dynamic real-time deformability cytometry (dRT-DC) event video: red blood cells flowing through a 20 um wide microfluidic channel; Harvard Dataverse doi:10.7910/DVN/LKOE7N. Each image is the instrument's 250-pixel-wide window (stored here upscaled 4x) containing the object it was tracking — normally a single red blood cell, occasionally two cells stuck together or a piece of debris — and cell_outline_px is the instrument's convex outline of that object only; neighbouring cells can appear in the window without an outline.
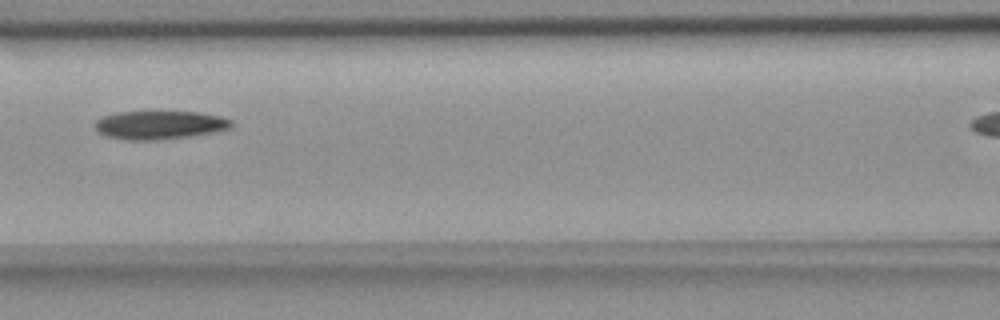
{"species": "common noctule bat (a hibernating species)", "species_latin": "Nyctalus noctula", "temperature_condition": "room temperature", "stored_images_in_passage": 6, "camera_frame_rate_fps": 3000, "um_per_image_px": 0.085, "animal": {"sex": "female", "body_mass_g": 18.4}, "frame": {"image": 1, "passage_image": 5, "time_ms": 4.667, "image_size_px": [1000, 320], "cell_outline_px": [[232, 128], [216, 132], [160, 140], [128, 140], [108, 136], [100, 132], [96, 128], [96, 120], [104, 116], [120, 112], [200, 112], [220, 116], [232, 120]], "centroid_in_image_um": [13.63, 10.62], "position_along_channel_um": 153.0, "area_um2": 22.43}}